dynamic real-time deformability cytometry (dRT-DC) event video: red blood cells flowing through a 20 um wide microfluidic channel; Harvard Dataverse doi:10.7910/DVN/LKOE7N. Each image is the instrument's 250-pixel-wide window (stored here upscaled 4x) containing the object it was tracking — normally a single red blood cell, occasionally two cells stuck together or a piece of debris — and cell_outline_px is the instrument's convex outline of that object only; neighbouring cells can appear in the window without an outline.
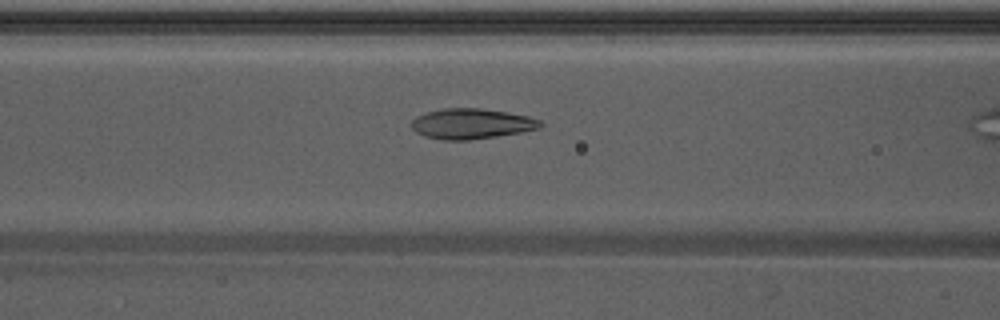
{"species": "Egyptian fruit bat (a non-hibernating species)", "species_latin": "Rousettus aegyptiacus", "temperature_condition": "warm", "stored_images_in_passage": 14, "camera_frame_rate_fps": 3000, "um_per_image_px": 0.085, "animal": {"sex": "male"}, "frame": {"image": 1, "passage_image": 10, "time_ms": 3.0, "image_size_px": [1000, 320], "cell_outline_px": [[544, 124], [540, 128], [520, 132], [496, 136], [468, 140], [444, 140], [424, 136], [416, 132], [412, 128], [412, 120], [416, 116], [428, 112], [444, 108], [480, 108], [528, 116], [540, 120]], "centroid_in_image_um": [40.07, 10.52], "position_along_channel_um": 126.5, "area_um2": 22.6}}